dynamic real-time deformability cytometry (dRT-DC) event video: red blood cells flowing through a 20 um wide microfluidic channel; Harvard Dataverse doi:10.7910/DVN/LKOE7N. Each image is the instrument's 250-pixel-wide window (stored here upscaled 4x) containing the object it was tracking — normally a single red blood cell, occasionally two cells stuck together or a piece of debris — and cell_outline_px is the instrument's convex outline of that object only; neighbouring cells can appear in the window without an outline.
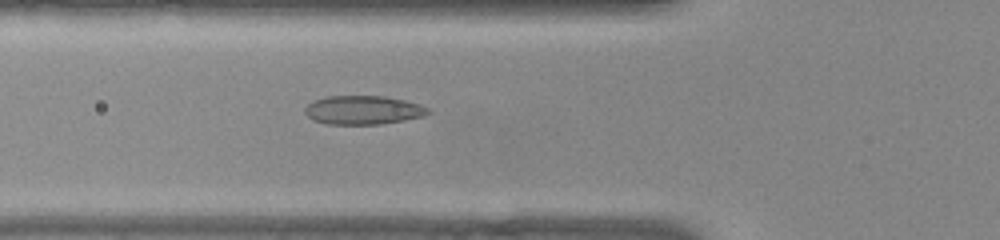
{"species": "common noctule bat (a hibernating species)", "species_latin": "Nyctalus noctula", "temperature_condition": "warm", "stored_images_in_passage": 43, "camera_frame_rate_fps": 3000, "um_per_image_px": 0.085, "animal": {"sex": "female", "body_mass_g": 22.0, "forearm_length_mm": 56.7}, "frame": {"image": 1, "passage_image": 9, "time_ms": 2.667, "image_size_px": [1000, 240], "cell_outline_px": [[432, 112], [424, 116], [404, 120], [380, 124], [328, 124], [312, 120], [304, 112], [304, 108], [312, 100], [328, 96], [384, 96], [404, 100], [420, 104], [428, 108]], "centroid_in_image_um": [30.86, 9.35], "position_along_channel_um": 94.9, "area_um2": 20.75}}
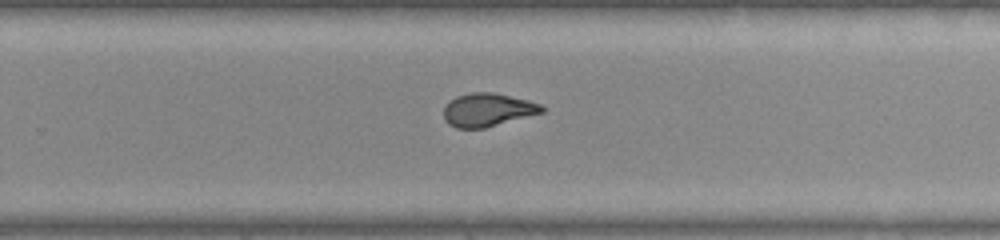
{"frame": {"image": 2, "passage_image": 24, "time_ms": 7.667, "image_size_px": [1000, 240], "cell_outline_px": [[544, 112], [484, 128], [456, 128], [448, 124], [444, 120], [444, 108], [456, 96], [472, 92], [492, 92], [528, 100], [540, 104], [544, 108]], "centroid_in_image_um": [41.44, 9.34], "position_along_channel_um": 288.4, "area_um2": 18.84}}
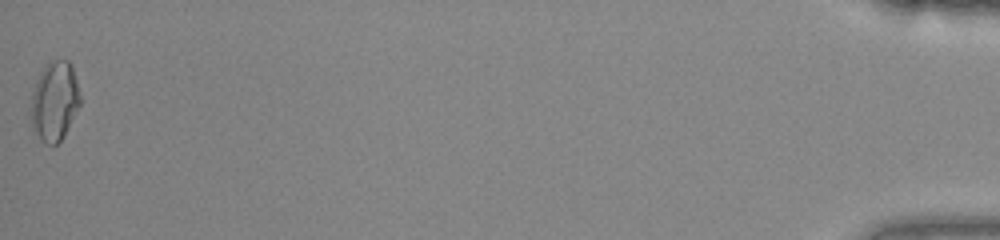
{"frame": {"image": 3, "passage_image": 43, "time_ms": 14.0, "image_size_px": [1000, 240], "cell_outline_px": [[80, 104], [64, 136], [52, 148], [40, 140], [32, 128], [32, 92], [36, 80], [44, 64], [52, 60], [68, 60], [72, 64], [80, 96]], "centroid_in_image_um": [4.63, 8.6], "position_along_channel_um": 430.6, "area_um2": 22.83}, "authors_computed_cell_mechanics": {"area_um2": 19.7098, "velocity_mm_per_s": 3.8745, "shape_relaxation_time_tau1_ms": null, "shape_relaxation_time_tau2_ms": 1.1853, "deformation_change_tau1": null, "deformation_change_tau2": 0.0648}}